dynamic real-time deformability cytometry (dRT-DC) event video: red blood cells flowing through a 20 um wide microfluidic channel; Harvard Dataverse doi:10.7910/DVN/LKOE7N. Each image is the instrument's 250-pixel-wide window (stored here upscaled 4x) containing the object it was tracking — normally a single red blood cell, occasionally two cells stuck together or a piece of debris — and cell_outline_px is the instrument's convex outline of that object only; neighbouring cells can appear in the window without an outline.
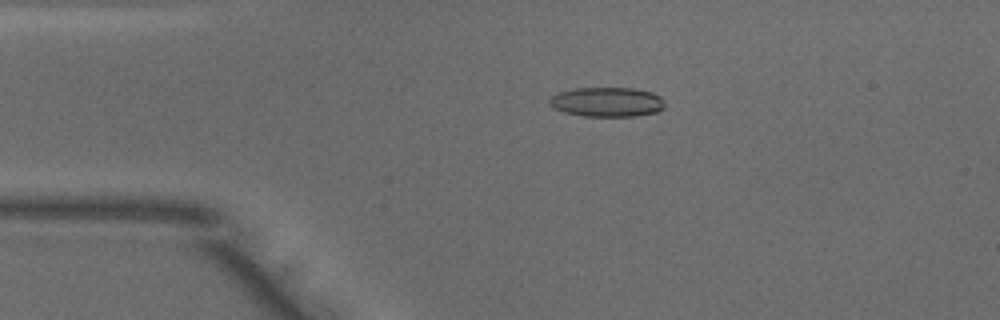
{"species": "common noctule bat (a hibernating species)", "species_latin": "Nyctalus noctula", "temperature_condition": "warm", "stored_images_in_passage": 50, "camera_frame_rate_fps": 3000, "um_per_image_px": 0.085, "animal": {"sex": "male", "body_mass_g": 18.8}, "frame": {"image": 1, "passage_image": 10, "time_ms": 3.0, "image_size_px": [1000, 320], "cell_outline_px": [[664, 108], [656, 112], [636, 116], [584, 116], [564, 112], [552, 108], [548, 104], [548, 100], [552, 96], [560, 92], [576, 88], [632, 88], [652, 92], [660, 96], [664, 100]], "centroid_in_image_um": [51.59, 8.67], "position_along_channel_um": 33.4, "area_um2": 19.94}}
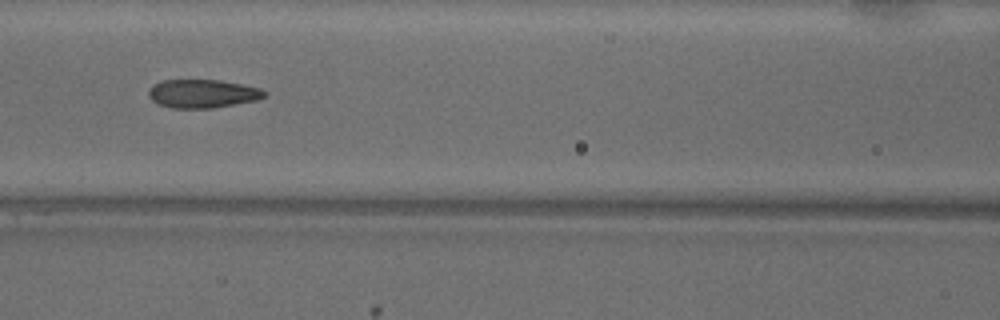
{"frame": {"image": 2, "passage_image": 21, "time_ms": 6.667, "image_size_px": [1000, 320], "cell_outline_px": [[264, 96], [256, 100], [212, 108], [172, 108], [160, 104], [152, 100], [148, 96], [148, 88], [152, 84], [160, 80], [220, 80], [260, 88], [264, 92]], "centroid_in_image_um": [17.14, 7.95], "position_along_channel_um": 149.5, "area_um2": 19.07}}
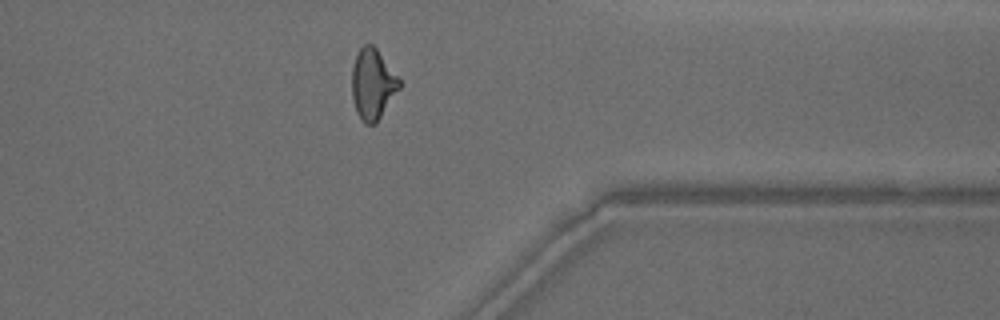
{"frame": {"image": 3, "passage_image": 39, "time_ms": 12.667, "image_size_px": [1000, 320], "cell_outline_px": [[400, 88], [376, 124], [364, 124], [360, 120], [356, 112], [352, 96], [352, 68], [356, 56], [360, 48], [364, 44], [372, 44], [376, 48], [400, 76]], "centroid_in_image_um": [31.69, 7.16], "position_along_channel_um": 379.7, "area_um2": 19.77}, "authors_computed_cell_mechanics": {"area_um2": 19.7676, "velocity_mm_per_s": 4.0307, "shape_relaxation_time_tau1_ms": 5.3176, "shape_relaxation_time_tau2_ms": 1.6273, "deformation_change_tau1": 0.1852, "deformation_change_tau2": 0.0854}}